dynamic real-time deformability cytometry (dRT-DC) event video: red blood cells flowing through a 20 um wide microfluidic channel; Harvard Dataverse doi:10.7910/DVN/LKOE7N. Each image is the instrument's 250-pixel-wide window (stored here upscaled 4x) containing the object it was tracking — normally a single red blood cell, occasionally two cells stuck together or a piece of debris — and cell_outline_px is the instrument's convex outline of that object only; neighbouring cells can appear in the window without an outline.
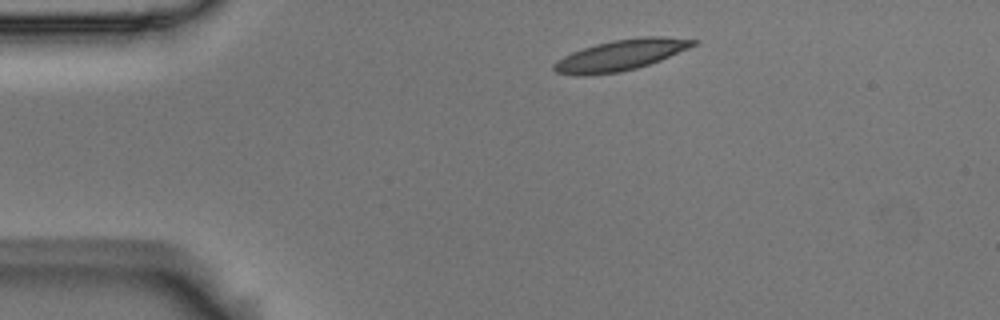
{"species": "Egyptian fruit bat (a non-hibernating species)", "species_latin": "Rousettus aegyptiacus", "temperature_condition": "room temperature", "stored_images_in_passage": 9, "camera_frame_rate_fps": 3000, "um_per_image_px": 0.085, "animal": {"sex": "male"}, "frame": {"image": 1, "passage_image": 1, "time_ms": 0.0, "image_size_px": [1000, 320], "cell_outline_px": [[700, 40], [696, 44], [688, 48], [660, 60], [636, 68], [620, 72], [584, 76], [576, 76], [556, 72], [552, 68], [552, 64], [556, 60], [572, 52], [596, 44], [612, 40], [640, 36], [664, 36]], "centroid_in_image_um": [52.73, 4.68], "position_along_channel_um": 32.3, "area_um2": 25.09}}
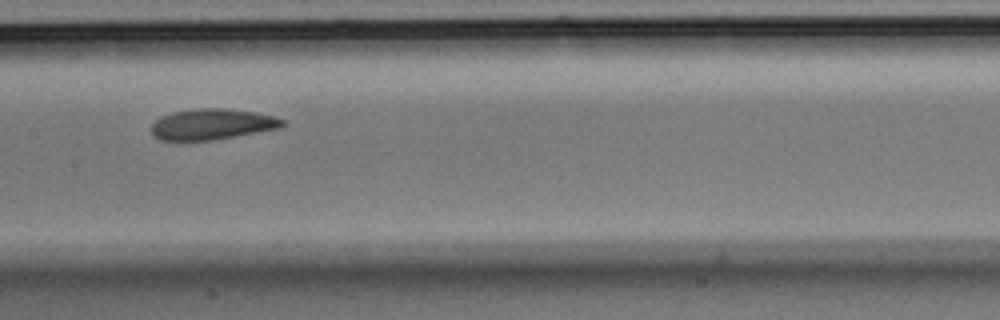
{"frame": {"image": 2, "passage_image": 6, "time_ms": 1.667, "image_size_px": [1000, 320], "cell_outline_px": [[284, 124], [280, 128], [212, 140], [160, 140], [152, 136], [152, 124], [160, 116], [172, 112], [200, 108], [224, 108], [256, 112], [272, 116], [284, 120]], "centroid_in_image_um": [18.0, 10.55], "position_along_channel_um": 189.4, "area_um2": 23.41}}
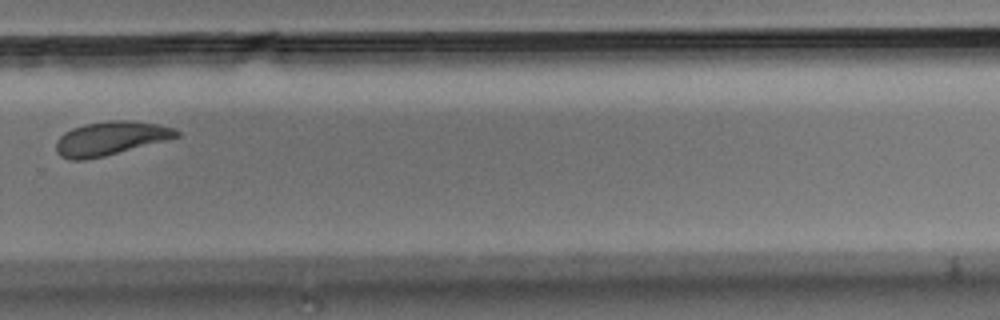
{"frame": {"image": 3, "passage_image": 9, "time_ms": 2.667, "image_size_px": [1000, 320], "cell_outline_px": [[180, 136], [104, 156], [84, 160], [72, 160], [60, 156], [56, 152], [56, 140], [64, 132], [72, 128], [84, 124], [108, 120], [128, 120], [156, 124], [176, 128], [180, 132]], "centroid_in_image_um": [9.36, 11.75], "position_along_channel_um": 320.4, "area_um2": 23.58}}